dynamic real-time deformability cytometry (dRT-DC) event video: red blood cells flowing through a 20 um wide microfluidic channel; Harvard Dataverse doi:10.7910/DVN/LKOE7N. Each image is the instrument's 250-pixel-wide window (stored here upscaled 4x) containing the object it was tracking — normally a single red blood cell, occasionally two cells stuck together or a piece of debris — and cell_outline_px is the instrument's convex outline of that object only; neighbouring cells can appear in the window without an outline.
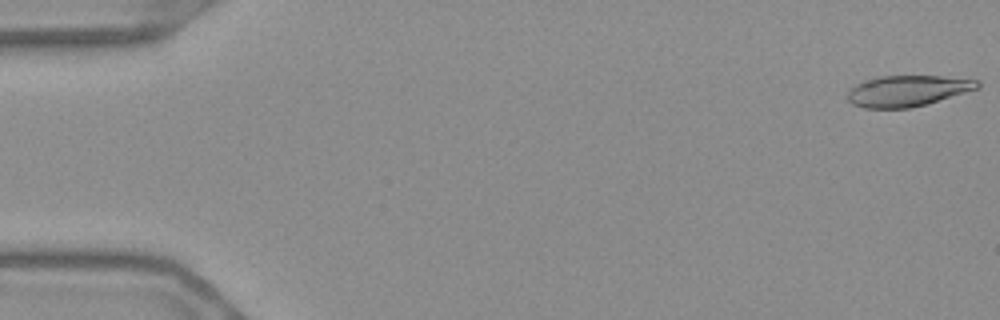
{"species": "Egyptian fruit bat (a non-hibernating species)", "species_latin": "Rousettus aegyptiacus", "temperature_condition": "warm", "stored_images_in_passage": 55, "camera_frame_rate_fps": 3000, "um_per_image_px": 0.085, "frame": {"image": 1, "passage_image": 1, "time_ms": 0.0, "image_size_px": [1000, 320], "cell_outline_px": [[980, 88], [912, 108], [864, 108], [852, 104], [848, 100], [848, 92], [856, 84], [864, 80], [880, 76], [940, 76], [980, 80]], "centroid_in_image_um": [77.15, 7.72], "position_along_channel_um": 7.9, "area_um2": 23.41}}
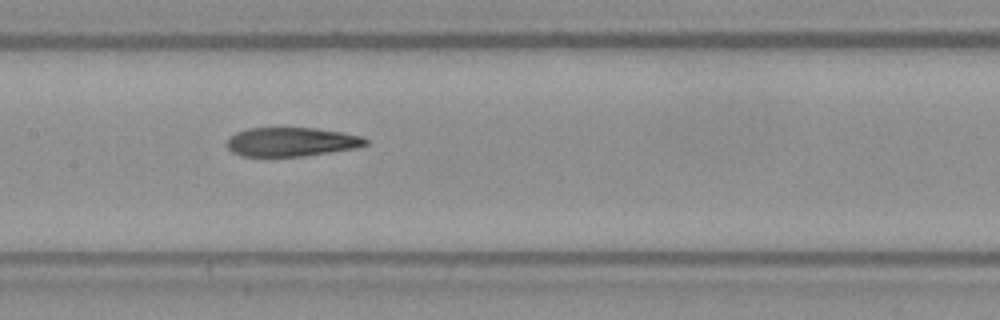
{"frame": {"image": 2, "passage_image": 27, "time_ms": 8.667, "image_size_px": [1000, 320], "cell_outline_px": [[368, 144], [356, 148], [304, 156], [240, 156], [232, 152], [228, 148], [228, 140], [236, 132], [248, 128], [316, 128], [344, 132], [360, 136], [368, 140]], "centroid_in_image_um": [24.79, 12.06], "position_along_channel_um": 182.6, "area_um2": 23.35}}
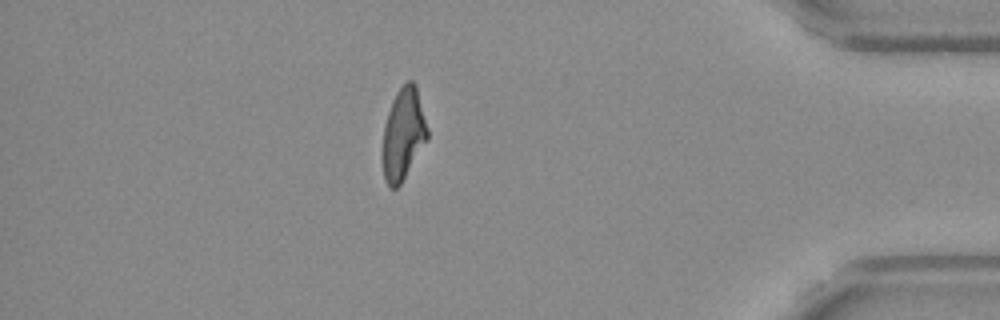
{"frame": {"image": 3, "passage_image": 48, "time_ms": 15.667, "image_size_px": [1000, 320], "cell_outline_px": [[428, 140], [400, 184], [396, 188], [392, 188], [384, 180], [380, 156], [380, 152], [384, 124], [392, 100], [396, 92], [408, 80], [412, 80], [416, 84], [428, 128]], "centroid_in_image_um": [34.25, 11.41], "position_along_channel_um": 401.0, "area_um2": 24.51}, "authors_computed_cell_mechanics": {"area_um2": 24.3916, "velocity_mm_per_s": 3.6959, "shape_relaxation_time_tau1_ms": null, "shape_relaxation_time_tau2_ms": 3.542, "deformation_change_tau1": null, "deformation_change_tau2": 0.1353}}